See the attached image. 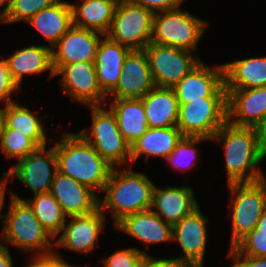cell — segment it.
Masks as SVG:
<instances>
[{"instance_id": "25", "label": "cell", "mask_w": 266, "mask_h": 267, "mask_svg": "<svg viewBox=\"0 0 266 267\" xmlns=\"http://www.w3.org/2000/svg\"><path fill=\"white\" fill-rule=\"evenodd\" d=\"M38 110L29 109V105H23L20 101L3 104V123L10 129L18 131L31 138L39 147L51 143L45 118L48 114L38 115Z\"/></svg>"}, {"instance_id": "9", "label": "cell", "mask_w": 266, "mask_h": 267, "mask_svg": "<svg viewBox=\"0 0 266 267\" xmlns=\"http://www.w3.org/2000/svg\"><path fill=\"white\" fill-rule=\"evenodd\" d=\"M227 122V96H209L179 104L176 127L184 136L211 139Z\"/></svg>"}, {"instance_id": "10", "label": "cell", "mask_w": 266, "mask_h": 267, "mask_svg": "<svg viewBox=\"0 0 266 267\" xmlns=\"http://www.w3.org/2000/svg\"><path fill=\"white\" fill-rule=\"evenodd\" d=\"M143 50L156 87L173 88L203 61L194 52L152 42Z\"/></svg>"}, {"instance_id": "4", "label": "cell", "mask_w": 266, "mask_h": 267, "mask_svg": "<svg viewBox=\"0 0 266 267\" xmlns=\"http://www.w3.org/2000/svg\"><path fill=\"white\" fill-rule=\"evenodd\" d=\"M4 203L7 212H3V227L0 230V241L6 246H13L18 251L32 255L54 253V239L43 228L30 205L8 195Z\"/></svg>"}, {"instance_id": "23", "label": "cell", "mask_w": 266, "mask_h": 267, "mask_svg": "<svg viewBox=\"0 0 266 267\" xmlns=\"http://www.w3.org/2000/svg\"><path fill=\"white\" fill-rule=\"evenodd\" d=\"M184 137L176 127L148 128L130 147V166L139 158L148 164L151 158L165 160Z\"/></svg>"}, {"instance_id": "27", "label": "cell", "mask_w": 266, "mask_h": 267, "mask_svg": "<svg viewBox=\"0 0 266 267\" xmlns=\"http://www.w3.org/2000/svg\"><path fill=\"white\" fill-rule=\"evenodd\" d=\"M222 64L226 89H252L266 86V55L237 58Z\"/></svg>"}, {"instance_id": "32", "label": "cell", "mask_w": 266, "mask_h": 267, "mask_svg": "<svg viewBox=\"0 0 266 267\" xmlns=\"http://www.w3.org/2000/svg\"><path fill=\"white\" fill-rule=\"evenodd\" d=\"M210 142V139L205 137H191L184 136L177 144L176 148L165 159V163L170 169L177 172L187 173L196 168L199 162V155L201 150L198 145L204 142Z\"/></svg>"}, {"instance_id": "15", "label": "cell", "mask_w": 266, "mask_h": 267, "mask_svg": "<svg viewBox=\"0 0 266 267\" xmlns=\"http://www.w3.org/2000/svg\"><path fill=\"white\" fill-rule=\"evenodd\" d=\"M178 104L209 96H227L223 64L209 66L204 60L173 87Z\"/></svg>"}, {"instance_id": "19", "label": "cell", "mask_w": 266, "mask_h": 267, "mask_svg": "<svg viewBox=\"0 0 266 267\" xmlns=\"http://www.w3.org/2000/svg\"><path fill=\"white\" fill-rule=\"evenodd\" d=\"M103 36L99 32L73 25L52 47L53 65L95 62L97 48Z\"/></svg>"}, {"instance_id": "3", "label": "cell", "mask_w": 266, "mask_h": 267, "mask_svg": "<svg viewBox=\"0 0 266 267\" xmlns=\"http://www.w3.org/2000/svg\"><path fill=\"white\" fill-rule=\"evenodd\" d=\"M222 144L227 184L252 183L266 178L261 163L266 157L260 152L253 127H238L228 121L210 139Z\"/></svg>"}, {"instance_id": "42", "label": "cell", "mask_w": 266, "mask_h": 267, "mask_svg": "<svg viewBox=\"0 0 266 267\" xmlns=\"http://www.w3.org/2000/svg\"><path fill=\"white\" fill-rule=\"evenodd\" d=\"M144 267H192V266L168 260L163 256V258L162 257L149 258L146 261Z\"/></svg>"}, {"instance_id": "22", "label": "cell", "mask_w": 266, "mask_h": 267, "mask_svg": "<svg viewBox=\"0 0 266 267\" xmlns=\"http://www.w3.org/2000/svg\"><path fill=\"white\" fill-rule=\"evenodd\" d=\"M227 121L238 127H253L266 114V86L226 89Z\"/></svg>"}, {"instance_id": "38", "label": "cell", "mask_w": 266, "mask_h": 267, "mask_svg": "<svg viewBox=\"0 0 266 267\" xmlns=\"http://www.w3.org/2000/svg\"><path fill=\"white\" fill-rule=\"evenodd\" d=\"M28 259L29 262L26 261L28 264L20 267H61L65 262H68L57 249H54V253L48 255H32Z\"/></svg>"}, {"instance_id": "26", "label": "cell", "mask_w": 266, "mask_h": 267, "mask_svg": "<svg viewBox=\"0 0 266 267\" xmlns=\"http://www.w3.org/2000/svg\"><path fill=\"white\" fill-rule=\"evenodd\" d=\"M41 35L52 48L73 26L70 1L57 0L54 4L36 13L27 22Z\"/></svg>"}, {"instance_id": "20", "label": "cell", "mask_w": 266, "mask_h": 267, "mask_svg": "<svg viewBox=\"0 0 266 267\" xmlns=\"http://www.w3.org/2000/svg\"><path fill=\"white\" fill-rule=\"evenodd\" d=\"M49 192L67 217L87 215L99 208V196L93 190L59 171Z\"/></svg>"}, {"instance_id": "39", "label": "cell", "mask_w": 266, "mask_h": 267, "mask_svg": "<svg viewBox=\"0 0 266 267\" xmlns=\"http://www.w3.org/2000/svg\"><path fill=\"white\" fill-rule=\"evenodd\" d=\"M229 260L232 262L230 267H266V257H252L240 254L234 247L228 249Z\"/></svg>"}, {"instance_id": "35", "label": "cell", "mask_w": 266, "mask_h": 267, "mask_svg": "<svg viewBox=\"0 0 266 267\" xmlns=\"http://www.w3.org/2000/svg\"><path fill=\"white\" fill-rule=\"evenodd\" d=\"M139 247H128L119 249L109 256H104L98 260L103 267H144L149 259L144 253L139 251Z\"/></svg>"}, {"instance_id": "11", "label": "cell", "mask_w": 266, "mask_h": 267, "mask_svg": "<svg viewBox=\"0 0 266 267\" xmlns=\"http://www.w3.org/2000/svg\"><path fill=\"white\" fill-rule=\"evenodd\" d=\"M59 76L61 91L76 104L103 106L107 96L99 87L94 62L79 61L66 65H53Z\"/></svg>"}, {"instance_id": "1", "label": "cell", "mask_w": 266, "mask_h": 267, "mask_svg": "<svg viewBox=\"0 0 266 267\" xmlns=\"http://www.w3.org/2000/svg\"><path fill=\"white\" fill-rule=\"evenodd\" d=\"M61 134L51 141L58 171L100 195L114 167L78 132L61 131Z\"/></svg>"}, {"instance_id": "7", "label": "cell", "mask_w": 266, "mask_h": 267, "mask_svg": "<svg viewBox=\"0 0 266 267\" xmlns=\"http://www.w3.org/2000/svg\"><path fill=\"white\" fill-rule=\"evenodd\" d=\"M230 191L228 201L231 218L230 247H233L247 233L251 232L266 207V178L252 183L226 184Z\"/></svg>"}, {"instance_id": "21", "label": "cell", "mask_w": 266, "mask_h": 267, "mask_svg": "<svg viewBox=\"0 0 266 267\" xmlns=\"http://www.w3.org/2000/svg\"><path fill=\"white\" fill-rule=\"evenodd\" d=\"M12 80L22 87L24 76H37L49 72L48 80L55 78L52 63V48L46 44L27 45L17 48L10 56L4 57Z\"/></svg>"}, {"instance_id": "13", "label": "cell", "mask_w": 266, "mask_h": 267, "mask_svg": "<svg viewBox=\"0 0 266 267\" xmlns=\"http://www.w3.org/2000/svg\"><path fill=\"white\" fill-rule=\"evenodd\" d=\"M58 171L54 146L39 147L3 172L7 182L13 179L32 191V195L48 193Z\"/></svg>"}, {"instance_id": "5", "label": "cell", "mask_w": 266, "mask_h": 267, "mask_svg": "<svg viewBox=\"0 0 266 267\" xmlns=\"http://www.w3.org/2000/svg\"><path fill=\"white\" fill-rule=\"evenodd\" d=\"M184 8L154 14L151 42L196 52L210 23Z\"/></svg>"}, {"instance_id": "29", "label": "cell", "mask_w": 266, "mask_h": 267, "mask_svg": "<svg viewBox=\"0 0 266 267\" xmlns=\"http://www.w3.org/2000/svg\"><path fill=\"white\" fill-rule=\"evenodd\" d=\"M149 128L176 126L179 104L173 88L154 87L140 98Z\"/></svg>"}, {"instance_id": "16", "label": "cell", "mask_w": 266, "mask_h": 267, "mask_svg": "<svg viewBox=\"0 0 266 267\" xmlns=\"http://www.w3.org/2000/svg\"><path fill=\"white\" fill-rule=\"evenodd\" d=\"M114 228L145 245L146 248L139 251L149 258H156L148 252L150 245L172 242V225L164 222L152 209L127 215Z\"/></svg>"}, {"instance_id": "44", "label": "cell", "mask_w": 266, "mask_h": 267, "mask_svg": "<svg viewBox=\"0 0 266 267\" xmlns=\"http://www.w3.org/2000/svg\"><path fill=\"white\" fill-rule=\"evenodd\" d=\"M1 175H2V179L0 180V220L2 221L3 220L2 211L5 208V206H4V203L6 200L5 198H6V195H9V193L7 192L8 190H6L8 182L5 178V176L3 174H1ZM6 193H8V194H6Z\"/></svg>"}, {"instance_id": "49", "label": "cell", "mask_w": 266, "mask_h": 267, "mask_svg": "<svg viewBox=\"0 0 266 267\" xmlns=\"http://www.w3.org/2000/svg\"><path fill=\"white\" fill-rule=\"evenodd\" d=\"M117 3L118 2H124V1H132V0H115Z\"/></svg>"}, {"instance_id": "30", "label": "cell", "mask_w": 266, "mask_h": 267, "mask_svg": "<svg viewBox=\"0 0 266 267\" xmlns=\"http://www.w3.org/2000/svg\"><path fill=\"white\" fill-rule=\"evenodd\" d=\"M71 2L73 25L106 35L111 27L115 0H77Z\"/></svg>"}, {"instance_id": "34", "label": "cell", "mask_w": 266, "mask_h": 267, "mask_svg": "<svg viewBox=\"0 0 266 267\" xmlns=\"http://www.w3.org/2000/svg\"><path fill=\"white\" fill-rule=\"evenodd\" d=\"M57 0H11L6 18L0 25L26 23L36 13L54 4Z\"/></svg>"}, {"instance_id": "46", "label": "cell", "mask_w": 266, "mask_h": 267, "mask_svg": "<svg viewBox=\"0 0 266 267\" xmlns=\"http://www.w3.org/2000/svg\"><path fill=\"white\" fill-rule=\"evenodd\" d=\"M256 229L262 232H266V207L256 225Z\"/></svg>"}, {"instance_id": "31", "label": "cell", "mask_w": 266, "mask_h": 267, "mask_svg": "<svg viewBox=\"0 0 266 267\" xmlns=\"http://www.w3.org/2000/svg\"><path fill=\"white\" fill-rule=\"evenodd\" d=\"M9 194L16 199L25 200L30 205L36 218L53 239L60 234L67 216L50 192L23 198V196L19 197L18 193L16 194L12 189H9Z\"/></svg>"}, {"instance_id": "36", "label": "cell", "mask_w": 266, "mask_h": 267, "mask_svg": "<svg viewBox=\"0 0 266 267\" xmlns=\"http://www.w3.org/2000/svg\"><path fill=\"white\" fill-rule=\"evenodd\" d=\"M240 254L266 257V232L254 228L233 246Z\"/></svg>"}, {"instance_id": "33", "label": "cell", "mask_w": 266, "mask_h": 267, "mask_svg": "<svg viewBox=\"0 0 266 267\" xmlns=\"http://www.w3.org/2000/svg\"><path fill=\"white\" fill-rule=\"evenodd\" d=\"M39 146L29 137L8 128L4 123L0 133V152L5 158L20 160L37 150Z\"/></svg>"}, {"instance_id": "28", "label": "cell", "mask_w": 266, "mask_h": 267, "mask_svg": "<svg viewBox=\"0 0 266 267\" xmlns=\"http://www.w3.org/2000/svg\"><path fill=\"white\" fill-rule=\"evenodd\" d=\"M105 105L115 115L118 129L130 147L149 128L141 99H112Z\"/></svg>"}, {"instance_id": "18", "label": "cell", "mask_w": 266, "mask_h": 267, "mask_svg": "<svg viewBox=\"0 0 266 267\" xmlns=\"http://www.w3.org/2000/svg\"><path fill=\"white\" fill-rule=\"evenodd\" d=\"M155 87L144 50H131L123 62L118 85L107 100L144 97Z\"/></svg>"}, {"instance_id": "37", "label": "cell", "mask_w": 266, "mask_h": 267, "mask_svg": "<svg viewBox=\"0 0 266 267\" xmlns=\"http://www.w3.org/2000/svg\"><path fill=\"white\" fill-rule=\"evenodd\" d=\"M21 89L12 80L9 69L4 58H0V104H7L16 101L13 94Z\"/></svg>"}, {"instance_id": "6", "label": "cell", "mask_w": 266, "mask_h": 267, "mask_svg": "<svg viewBox=\"0 0 266 267\" xmlns=\"http://www.w3.org/2000/svg\"><path fill=\"white\" fill-rule=\"evenodd\" d=\"M91 125L78 133L113 167L130 166V145L118 129L113 112L106 106H87Z\"/></svg>"}, {"instance_id": "47", "label": "cell", "mask_w": 266, "mask_h": 267, "mask_svg": "<svg viewBox=\"0 0 266 267\" xmlns=\"http://www.w3.org/2000/svg\"><path fill=\"white\" fill-rule=\"evenodd\" d=\"M3 125V106L0 107V133Z\"/></svg>"}, {"instance_id": "12", "label": "cell", "mask_w": 266, "mask_h": 267, "mask_svg": "<svg viewBox=\"0 0 266 267\" xmlns=\"http://www.w3.org/2000/svg\"><path fill=\"white\" fill-rule=\"evenodd\" d=\"M209 222L211 221L199 206L172 225V242L177 243L182 254L173 258L166 256V259L192 267H203L209 240Z\"/></svg>"}, {"instance_id": "8", "label": "cell", "mask_w": 266, "mask_h": 267, "mask_svg": "<svg viewBox=\"0 0 266 267\" xmlns=\"http://www.w3.org/2000/svg\"><path fill=\"white\" fill-rule=\"evenodd\" d=\"M153 17L133 0L118 2L106 36L130 50H143L151 42Z\"/></svg>"}, {"instance_id": "24", "label": "cell", "mask_w": 266, "mask_h": 267, "mask_svg": "<svg viewBox=\"0 0 266 267\" xmlns=\"http://www.w3.org/2000/svg\"><path fill=\"white\" fill-rule=\"evenodd\" d=\"M131 50L106 35L99 42L95 68L99 87L108 96L118 85L122 74L123 62Z\"/></svg>"}, {"instance_id": "41", "label": "cell", "mask_w": 266, "mask_h": 267, "mask_svg": "<svg viewBox=\"0 0 266 267\" xmlns=\"http://www.w3.org/2000/svg\"><path fill=\"white\" fill-rule=\"evenodd\" d=\"M260 152L266 157V114L253 126Z\"/></svg>"}, {"instance_id": "45", "label": "cell", "mask_w": 266, "mask_h": 267, "mask_svg": "<svg viewBox=\"0 0 266 267\" xmlns=\"http://www.w3.org/2000/svg\"><path fill=\"white\" fill-rule=\"evenodd\" d=\"M9 8L10 2L8 0H0V23L6 18Z\"/></svg>"}, {"instance_id": "17", "label": "cell", "mask_w": 266, "mask_h": 267, "mask_svg": "<svg viewBox=\"0 0 266 267\" xmlns=\"http://www.w3.org/2000/svg\"><path fill=\"white\" fill-rule=\"evenodd\" d=\"M189 181L182 185H155L151 209L166 223L174 225L191 214L200 204L194 194V188L188 186Z\"/></svg>"}, {"instance_id": "40", "label": "cell", "mask_w": 266, "mask_h": 267, "mask_svg": "<svg viewBox=\"0 0 266 267\" xmlns=\"http://www.w3.org/2000/svg\"><path fill=\"white\" fill-rule=\"evenodd\" d=\"M135 3L151 10L154 14L181 8L187 0H133Z\"/></svg>"}, {"instance_id": "48", "label": "cell", "mask_w": 266, "mask_h": 267, "mask_svg": "<svg viewBox=\"0 0 266 267\" xmlns=\"http://www.w3.org/2000/svg\"><path fill=\"white\" fill-rule=\"evenodd\" d=\"M78 264H71L70 262H65L61 267H78Z\"/></svg>"}, {"instance_id": "14", "label": "cell", "mask_w": 266, "mask_h": 267, "mask_svg": "<svg viewBox=\"0 0 266 267\" xmlns=\"http://www.w3.org/2000/svg\"><path fill=\"white\" fill-rule=\"evenodd\" d=\"M107 221L108 218L99 208L87 215L67 217L62 231L54 239V249L80 253L86 258L95 248H99L98 241Z\"/></svg>"}, {"instance_id": "2", "label": "cell", "mask_w": 266, "mask_h": 267, "mask_svg": "<svg viewBox=\"0 0 266 267\" xmlns=\"http://www.w3.org/2000/svg\"><path fill=\"white\" fill-rule=\"evenodd\" d=\"M133 166L114 167L99 196V209L111 215L113 227L125 216L151 209L155 183ZM105 194V195H104Z\"/></svg>"}, {"instance_id": "43", "label": "cell", "mask_w": 266, "mask_h": 267, "mask_svg": "<svg viewBox=\"0 0 266 267\" xmlns=\"http://www.w3.org/2000/svg\"><path fill=\"white\" fill-rule=\"evenodd\" d=\"M10 247L0 241V267H13L14 262L11 256Z\"/></svg>"}]
</instances>
